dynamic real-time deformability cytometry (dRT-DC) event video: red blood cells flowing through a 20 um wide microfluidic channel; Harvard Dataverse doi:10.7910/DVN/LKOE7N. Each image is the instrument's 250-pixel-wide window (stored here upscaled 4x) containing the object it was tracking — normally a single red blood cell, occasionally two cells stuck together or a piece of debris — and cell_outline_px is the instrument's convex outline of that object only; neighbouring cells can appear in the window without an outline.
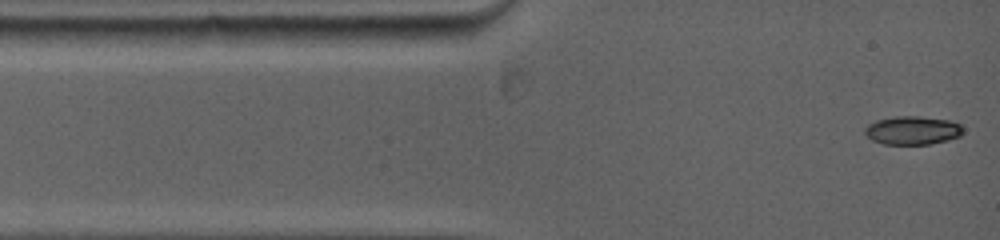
{"species": "common noctule bat (a hibernating species)", "species_latin": "Nyctalus noctula", "temperature_condition": "warm", "stored_images_in_passage": 46, "camera_frame_rate_fps": 5000, "um_per_image_px": 0.085, "animal": {"sex": "female", "body_mass_g": 19.0, "forearm_length_mm": 53.3}, "frame": {"image": 1, "passage_image": 1, "time_ms": 0.0, "image_size_px": [1000, 240], "cell_outline_px": [[964, 132], [960, 136], [948, 140], [928, 144], [884, 144], [872, 140], [864, 132], [864, 128], [868, 124], [876, 120], [892, 116], [920, 116], [948, 120], [960, 124], [964, 128]], "centroid_in_image_um": [77.57, 11.07], "position_along_channel_um": 7.4, "area_um2": 16.42}}
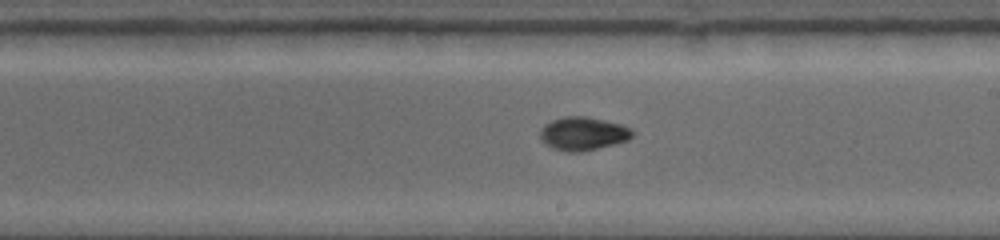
{"frame": {"image": 2, "passage_image": 20, "time_ms": 7.0, "image_size_px": [1000, 240], "cell_outline_px": [[632, 136], [628, 140], [580, 152], [568, 152], [552, 148], [540, 136], [540, 132], [544, 124], [552, 120], [564, 116], [588, 116], [620, 124], [628, 128], [632, 132]], "centroid_in_image_um": [49.53, 11.34], "position_along_channel_um": 239.5, "area_um2": 17.57}}
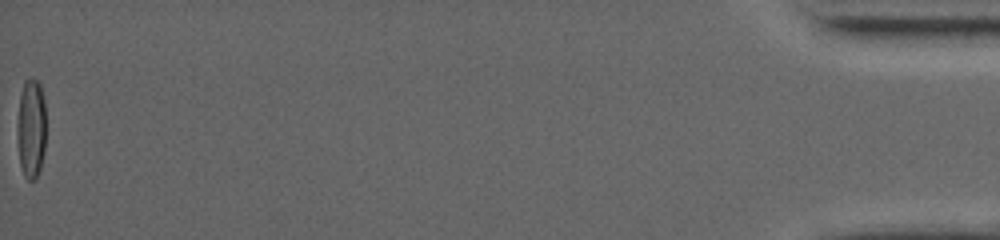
{"frame": {"image": 3, "passage_image": 46, "time_ms": 16.2, "image_size_px": [1000, 240], "cell_outline_px": [[44, 152], [40, 168], [36, 180], [28, 180], [24, 176], [20, 164], [16, 132], [16, 124], [20, 96], [24, 80], [36, 80], [40, 84], [44, 100]], "centroid_in_image_um": [2.62, 10.95], "position_along_channel_um": 432.6, "area_um2": 16.7}, "authors_computed_cell_mechanics": {"area_um2": 16.762, "velocity_mm_per_s": 3.9528, "shape_relaxation_time_tau1_ms": 10.0636, "shape_relaxation_time_tau2_ms": null, "deformation_change_tau1": 0.2838, "deformation_change_tau2": null}}